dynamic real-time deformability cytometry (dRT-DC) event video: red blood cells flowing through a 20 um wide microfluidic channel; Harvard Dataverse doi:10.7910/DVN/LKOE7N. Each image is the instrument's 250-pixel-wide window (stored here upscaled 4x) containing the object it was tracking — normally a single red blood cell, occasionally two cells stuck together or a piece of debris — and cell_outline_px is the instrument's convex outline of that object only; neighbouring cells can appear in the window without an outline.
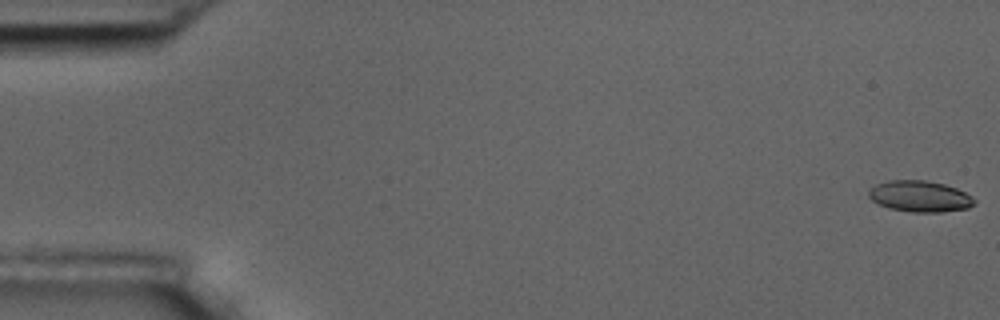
{"species": "common noctule bat (a hibernating species)", "species_latin": "Nyctalus noctula", "temperature_condition": "room temperature", "stored_images_in_passage": 6, "camera_frame_rate_fps": 3000, "um_per_image_px": 0.085, "animal": {"sex": "male", "body_mass_g": 17.5, "forearm_length_mm": 52.3}, "frame": {"image": 1, "passage_image": 1, "time_ms": 0.0, "image_size_px": [1000, 320], "cell_outline_px": [[976, 200], [968, 208], [940, 212], [912, 212], [888, 208], [872, 200], [868, 196], [868, 188], [876, 184], [888, 180], [924, 180], [944, 184], [956, 188], [972, 196]], "centroid_in_image_um": [78.15, 16.68], "position_along_channel_um": 6.8, "area_um2": 19.19}}
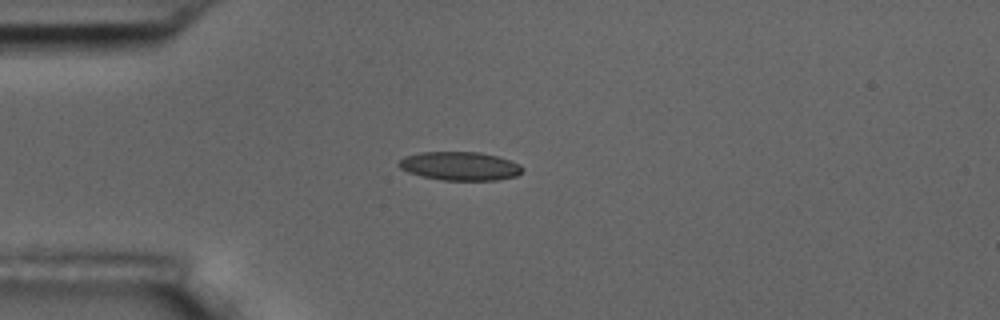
{"frame": {"image": 2, "passage_image": 5, "time_ms": 4.667, "image_size_px": [1000, 320], "cell_outline_px": [[524, 168], [516, 176], [496, 180], [440, 180], [408, 172], [400, 168], [396, 164], [404, 156], [420, 152], [480, 152], [496, 156], [520, 164]], "centroid_in_image_um": [39.07, 14.11], "position_along_channel_um": 45.9, "area_um2": 20.52}}
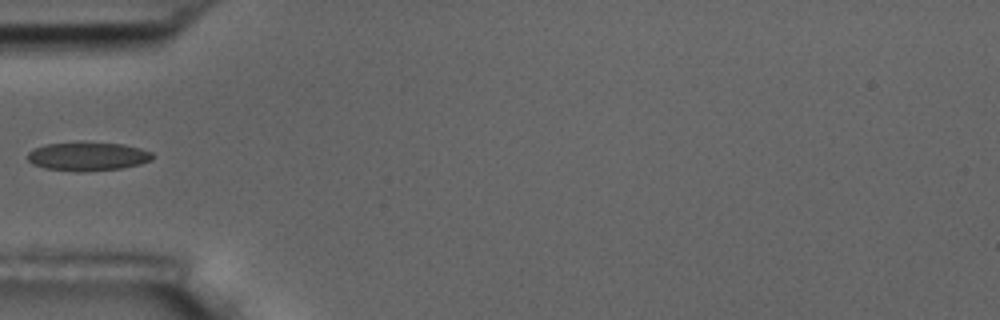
{"frame": {"image": 3, "passage_image": 6, "time_ms": 6.0, "image_size_px": [1000, 320], "cell_outline_px": [[156, 156], [152, 160], [140, 164], [120, 168], [80, 172], [44, 168], [32, 164], [28, 160], [28, 152], [32, 148], [44, 144], [84, 140], [124, 144], [140, 148], [152, 152]], "centroid_in_image_um": [7.45, 13.25], "position_along_channel_um": 77.6, "area_um2": 21.62}}